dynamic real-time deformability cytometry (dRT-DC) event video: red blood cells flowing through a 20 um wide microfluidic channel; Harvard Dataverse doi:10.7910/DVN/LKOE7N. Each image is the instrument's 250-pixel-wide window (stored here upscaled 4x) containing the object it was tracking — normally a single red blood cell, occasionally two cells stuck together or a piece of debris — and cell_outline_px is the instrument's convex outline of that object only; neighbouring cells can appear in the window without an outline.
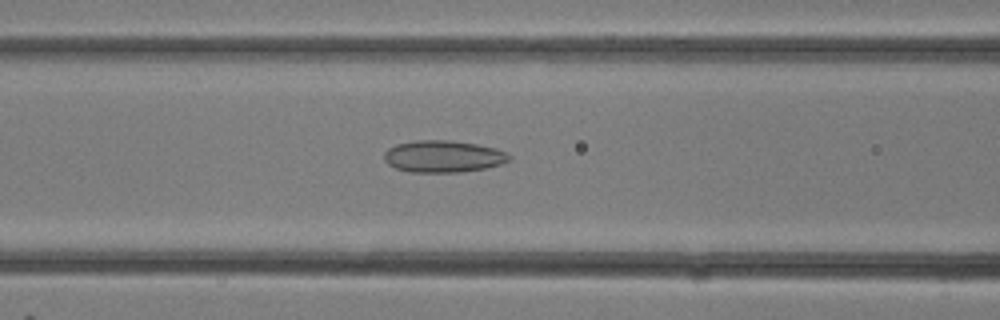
{"species": "common noctule bat (a hibernating species)", "species_latin": "Nyctalus noctula", "temperature_condition": "room temperature", "stored_images_in_passage": 21, "camera_frame_rate_fps": 3000, "um_per_image_px": 0.085, "animal": {"sex": "female"}, "frame": {"image": 1, "passage_image": 13, "time_ms": 4.0, "image_size_px": [1000, 320], "cell_outline_px": [[512, 160], [500, 164], [484, 168], [460, 172], [408, 172], [396, 168], [388, 164], [384, 160], [384, 152], [388, 148], [396, 144], [416, 140], [448, 140], [476, 144], [496, 148], [508, 152], [512, 156]], "centroid_in_image_um": [37.69, 13.29], "position_along_channel_um": 128.9, "area_um2": 23.41}}
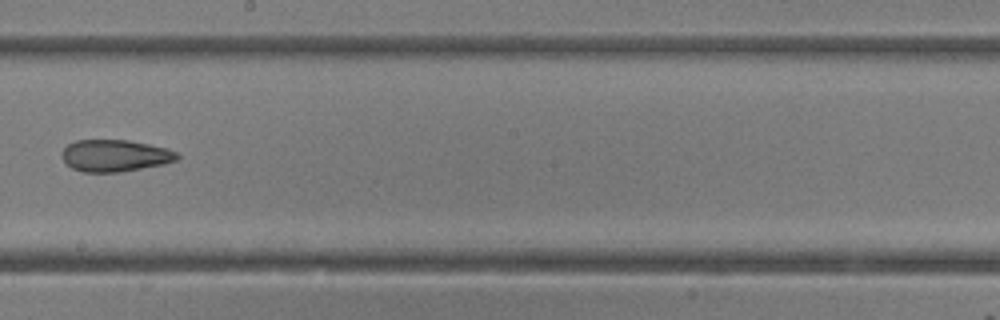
{"frame": {"image": 2, "passage_image": 18, "time_ms": 5.667, "image_size_px": [1000, 320], "cell_outline_px": [[180, 156], [176, 160], [164, 164], [120, 172], [84, 172], [72, 168], [60, 156], [60, 152], [68, 144], [76, 140], [128, 140], [168, 148], [176, 152]], "centroid_in_image_um": [9.76, 13.22], "position_along_channel_um": 238.4, "area_um2": 21.44}}
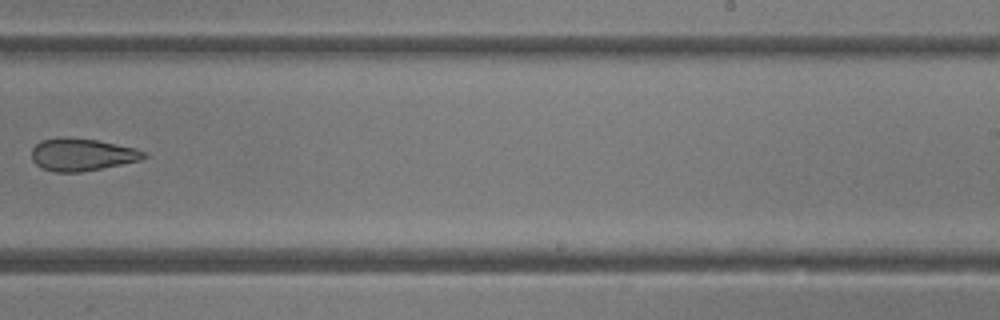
{"frame": {"image": 3, "passage_image": 20, "time_ms": 6.333, "image_size_px": [1000, 320], "cell_outline_px": [[148, 156], [140, 160], [80, 172], [52, 172], [40, 168], [32, 160], [32, 148], [40, 140], [60, 136], [72, 136], [96, 140], [136, 148], [144, 152]], "centroid_in_image_um": [6.9, 13.12], "position_along_channel_um": 282.1, "area_um2": 21.39}}